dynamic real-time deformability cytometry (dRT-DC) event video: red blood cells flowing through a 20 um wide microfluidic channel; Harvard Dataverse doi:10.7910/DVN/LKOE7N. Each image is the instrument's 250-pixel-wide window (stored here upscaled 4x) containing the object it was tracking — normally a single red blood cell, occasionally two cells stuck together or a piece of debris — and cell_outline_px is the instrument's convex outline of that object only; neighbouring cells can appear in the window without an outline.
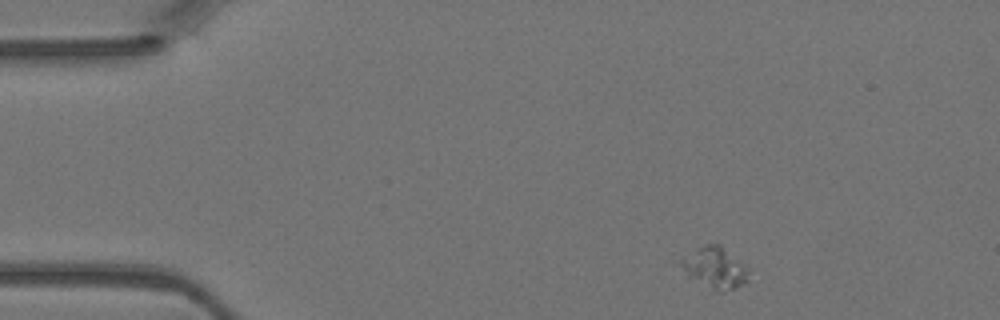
{"species": "Egyptian fruit bat (a non-hibernating species)", "species_latin": "Rousettus aegyptiacus", "temperature_condition": "warm", "stored_images_in_passage": 2, "camera_frame_rate_fps": 3000, "um_per_image_px": 0.085, "animal": {"sex": "female"}, "frame": {"image": 1, "passage_image": 1, "time_ms": 0.0, "image_size_px": [1000, 320], "cell_outline_px": [[748, 280], [744, 284], [736, 288], [720, 292], [688, 276], [680, 264], [680, 260], [704, 244], [720, 244], [748, 268]], "centroid_in_image_um": [60.8, 22.76], "position_along_channel_um": 24.2, "area_um2": 15.78}}